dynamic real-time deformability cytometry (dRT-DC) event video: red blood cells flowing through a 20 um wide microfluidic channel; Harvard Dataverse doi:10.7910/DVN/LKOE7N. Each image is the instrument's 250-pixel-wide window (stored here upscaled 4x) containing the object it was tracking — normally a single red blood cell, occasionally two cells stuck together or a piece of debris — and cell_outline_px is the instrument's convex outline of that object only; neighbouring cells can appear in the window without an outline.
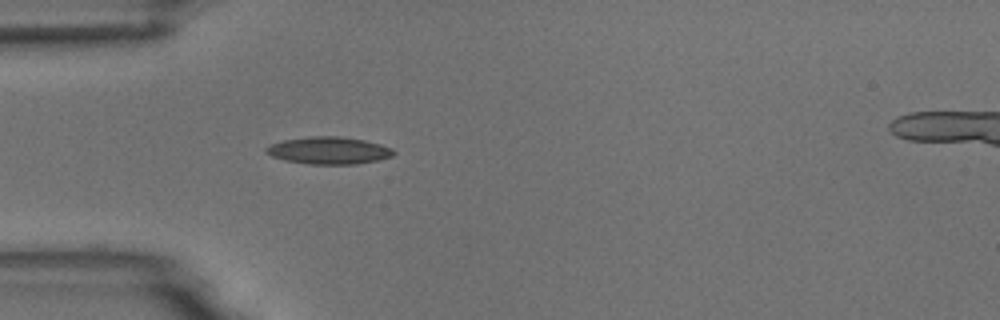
{"species": "common noctule bat (a hibernating species)", "species_latin": "Nyctalus noctula", "temperature_condition": "room temperature", "stored_images_in_passage": 1, "camera_frame_rate_fps": 3000, "um_per_image_px": 0.085, "animal": {"sex": "male", "body_mass_g": 18.8}, "frame": {"image": 1, "passage_image": 1, "time_ms": 0.0, "image_size_px": [1000, 320], "cell_outline_px": [[396, 152], [392, 156], [380, 160], [356, 164], [308, 164], [284, 160], [272, 156], [264, 152], [264, 148], [272, 144], [284, 140], [308, 136], [340, 136], [364, 140], [380, 144], [392, 148]], "centroid_in_image_um": [27.95, 12.79], "position_along_channel_um": 57.0, "area_um2": 20.35}}